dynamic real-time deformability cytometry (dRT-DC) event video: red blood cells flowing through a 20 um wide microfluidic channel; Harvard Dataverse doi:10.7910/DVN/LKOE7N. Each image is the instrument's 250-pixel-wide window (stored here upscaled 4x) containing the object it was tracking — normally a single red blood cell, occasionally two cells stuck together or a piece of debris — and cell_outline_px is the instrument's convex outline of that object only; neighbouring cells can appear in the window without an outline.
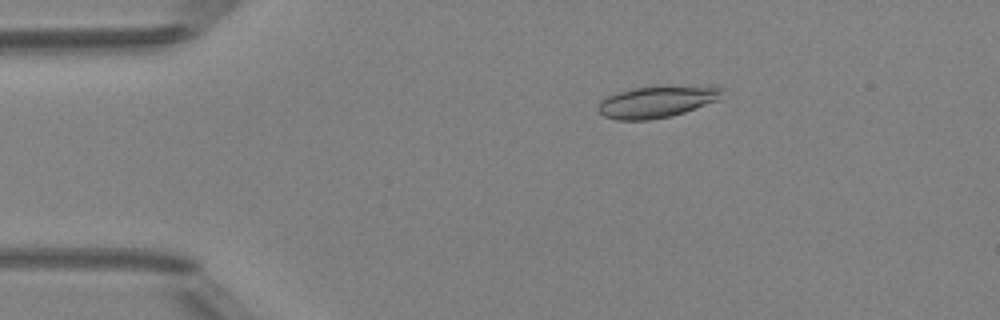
{"species": "Egyptian fruit bat (a non-hibernating species)", "species_latin": "Rousettus aegyptiacus", "temperature_condition": "room temperature", "stored_images_in_passage": 5, "camera_frame_rate_fps": 3000, "um_per_image_px": 0.085, "animal": {"sex": "female"}, "frame": {"image": 1, "passage_image": 3, "time_ms": 2.333, "image_size_px": [1000, 320], "cell_outline_px": [[724, 88], [716, 100], [684, 112], [672, 116], [648, 120], [616, 120], [604, 116], [596, 108], [600, 100], [616, 92], [632, 88], [660, 84], [668, 84]], "centroid_in_image_um": [55.75, 8.62], "position_along_channel_um": 29.3, "area_um2": 23.18}}
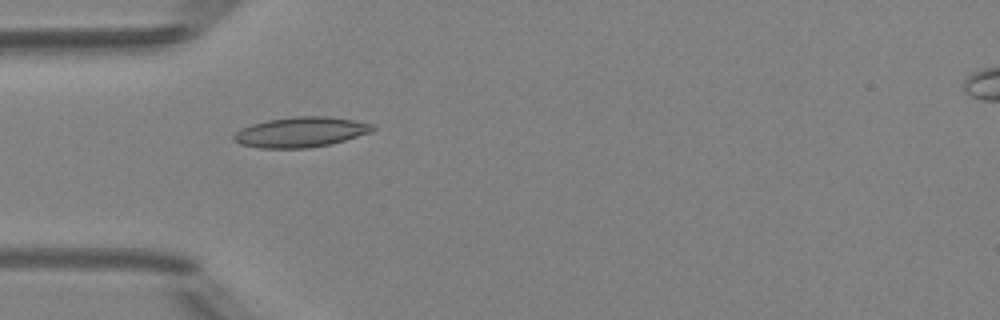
{"frame": {"image": 2, "passage_image": 5, "time_ms": 4.333, "image_size_px": [1000, 320], "cell_outline_px": [[376, 128], [372, 132], [332, 144], [308, 148], [260, 148], [240, 144], [232, 140], [232, 136], [240, 128], [252, 124], [268, 120], [296, 116], [328, 116], [352, 120], [372, 124]], "centroid_in_image_um": [25.55, 11.23], "position_along_channel_um": 59.4, "area_um2": 24.51}}